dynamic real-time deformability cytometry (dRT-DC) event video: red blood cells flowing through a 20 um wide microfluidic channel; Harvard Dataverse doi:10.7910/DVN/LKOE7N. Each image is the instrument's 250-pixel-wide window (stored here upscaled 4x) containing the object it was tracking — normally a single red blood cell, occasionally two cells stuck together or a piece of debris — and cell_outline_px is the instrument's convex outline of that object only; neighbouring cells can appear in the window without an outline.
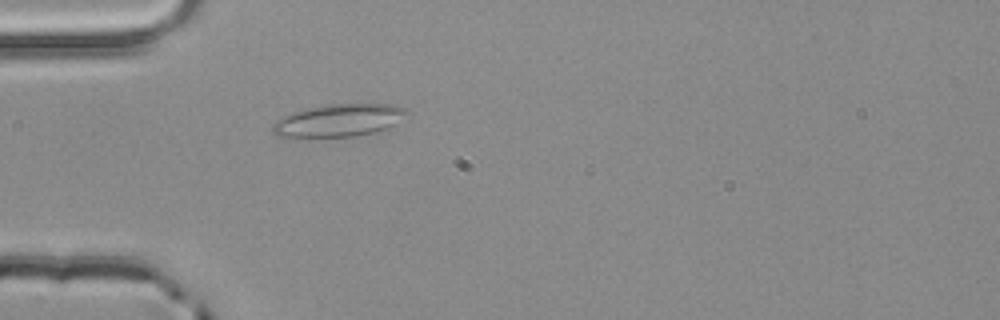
{"species": "common noctule bat (a hibernating species)", "species_latin": "Nyctalus noctula", "temperature_condition": "room temperature", "stored_images_in_passage": 3, "camera_frame_rate_fps": 3000, "um_per_image_px": 0.085, "animal": {"sex": "male", "body_mass_g": 20.4}, "frame": {"image": 1, "passage_image": 3, "time_ms": 0.667, "image_size_px": [1000, 320], "cell_outline_px": [[412, 112], [396, 124], [388, 128], [376, 132], [356, 136], [280, 136], [272, 132], [272, 124], [276, 120], [284, 116], [308, 108], [328, 104], [392, 104], [408, 108]], "centroid_in_image_um": [28.91, 10.21], "position_along_channel_um": 56.1, "area_um2": 25.37}}